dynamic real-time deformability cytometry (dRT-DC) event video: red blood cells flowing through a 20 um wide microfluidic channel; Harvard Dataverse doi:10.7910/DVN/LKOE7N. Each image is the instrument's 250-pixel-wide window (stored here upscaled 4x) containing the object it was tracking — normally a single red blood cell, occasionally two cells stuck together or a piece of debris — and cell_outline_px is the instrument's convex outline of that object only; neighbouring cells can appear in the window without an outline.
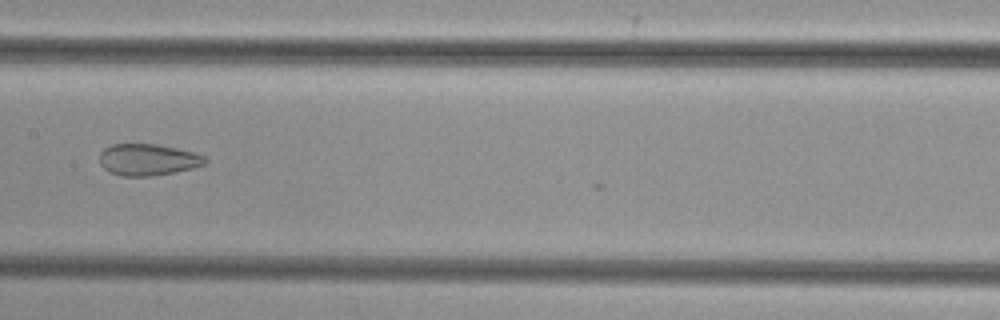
{"species": "common noctule bat (a hibernating species)", "species_latin": "Nyctalus noctula", "temperature_condition": "cold", "stored_images_in_passage": 14, "camera_frame_rate_fps": 3000, "um_per_image_px": 0.085, "animal": {"sex": "female", "body_mass_g": 29.2, "forearm_length_mm": 56.3}, "frame": {"image": 1, "passage_image": 13, "time_ms": 4.0, "image_size_px": [1000, 320], "cell_outline_px": [[208, 160], [204, 164], [192, 168], [172, 172], [148, 176], [120, 176], [108, 172], [100, 164], [100, 152], [104, 148], [112, 144], [156, 144], [176, 148], [192, 152], [204, 156]], "centroid_in_image_um": [12.52, 13.57], "position_along_channel_um": 194.9, "area_um2": 19.31}}